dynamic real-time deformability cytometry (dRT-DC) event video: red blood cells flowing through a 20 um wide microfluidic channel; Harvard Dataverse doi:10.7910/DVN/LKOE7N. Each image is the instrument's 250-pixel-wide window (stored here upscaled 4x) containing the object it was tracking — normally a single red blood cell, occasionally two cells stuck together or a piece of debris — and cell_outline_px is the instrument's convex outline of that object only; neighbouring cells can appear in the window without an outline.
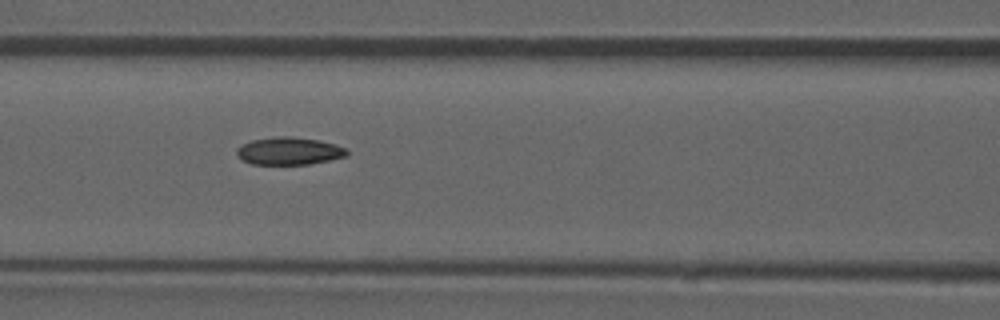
{"species": "common noctule bat (a hibernating species)", "species_latin": "Nyctalus noctula", "temperature_condition": "room temperature", "stored_images_in_passage": 53, "camera_frame_rate_fps": 3000, "um_per_image_px": 0.085, "animal": {"sex": "male", "forearm_length_mm": 52.5}, "frame": {"image": 1, "passage_image": 23, "time_ms": 7.333, "image_size_px": [1000, 320], "cell_outline_px": [[348, 156], [308, 164], [252, 164], [236, 156], [236, 148], [240, 144], [252, 140], [276, 136], [292, 136], [320, 140], [336, 144], [348, 148]], "centroid_in_image_um": [24.57, 12.82], "position_along_channel_um": 142.0, "area_um2": 17.92}, "authors_computed_cell_mechanics": {"area_um2": 17.8602, "velocity_mm_per_s": 3.8645, "shape_relaxation_time_tau1_ms": null, "shape_relaxation_time_tau2_ms": 3.8484, "deformation_change_tau1": null, "deformation_change_tau2": 0.0972}}